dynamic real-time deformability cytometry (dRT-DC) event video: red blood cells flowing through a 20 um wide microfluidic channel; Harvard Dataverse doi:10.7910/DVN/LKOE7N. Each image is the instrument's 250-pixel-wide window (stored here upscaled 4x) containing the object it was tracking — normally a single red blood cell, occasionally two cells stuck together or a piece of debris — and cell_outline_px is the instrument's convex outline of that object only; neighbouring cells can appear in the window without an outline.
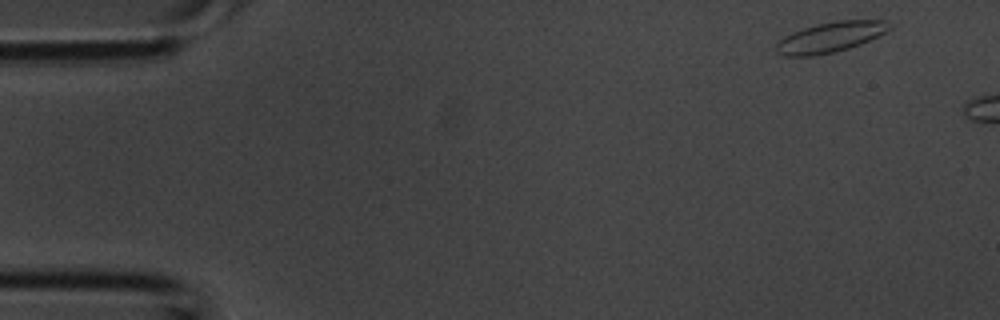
{"species": "common noctule bat (a hibernating species)", "species_latin": "Nyctalus noctula", "temperature_condition": "room temperature", "stored_images_in_passage": 2, "camera_frame_rate_fps": 3000, "um_per_image_px": 0.085, "animal": {"sex": "male", "body_mass_g": 20.1, "forearm_length_mm": 53.5}, "frame": {"image": 1, "passage_image": 2, "time_ms": 0.333, "image_size_px": [1000, 320], "cell_outline_px": [[888, 28], [884, 32], [860, 44], [848, 48], [832, 52], [812, 56], [784, 56], [776, 52], [776, 40], [792, 32], [816, 24], [836, 20], [884, 20]], "centroid_in_image_um": [70.46, 3.16], "position_along_channel_um": 14.5, "area_um2": 19.65}}